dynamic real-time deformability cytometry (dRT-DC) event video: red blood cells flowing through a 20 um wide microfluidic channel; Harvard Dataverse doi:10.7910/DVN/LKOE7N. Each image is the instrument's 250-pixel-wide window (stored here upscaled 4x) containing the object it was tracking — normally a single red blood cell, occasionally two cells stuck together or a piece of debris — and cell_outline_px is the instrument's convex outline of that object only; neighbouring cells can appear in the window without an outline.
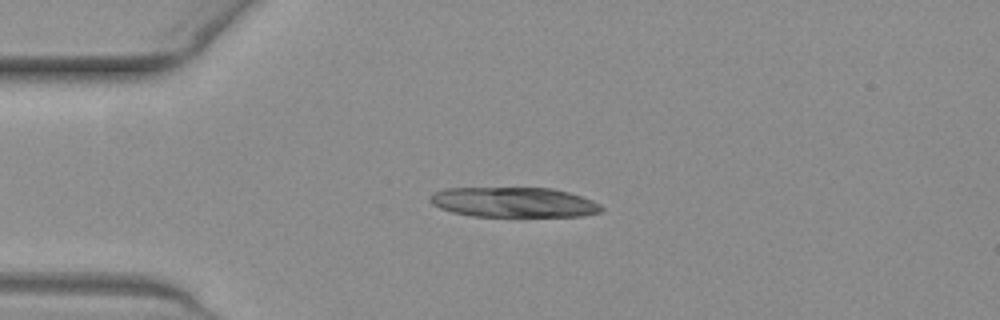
{"species": "common noctule bat (a hibernating species)", "species_latin": "Nyctalus noctula", "temperature_condition": "warm", "stored_images_in_passage": 40, "camera_frame_rate_fps": 3000, "um_per_image_px": 0.085, "animal": {"sex": "female", "body_mass_g": 19.3, "forearm_length_mm": 54.1}, "frame": {"image": 1, "passage_image": 1, "time_ms": 0.0, "image_size_px": [1000, 320], "cell_outline_px": [[604, 212], [584, 216], [472, 216], [452, 212], [440, 208], [432, 204], [428, 200], [428, 196], [444, 188], [552, 188], [568, 192], [592, 200], [600, 204], [604, 208]], "centroid_in_image_um": [43.68, 17.19], "position_along_channel_um": 41.3, "area_um2": 30.11}}
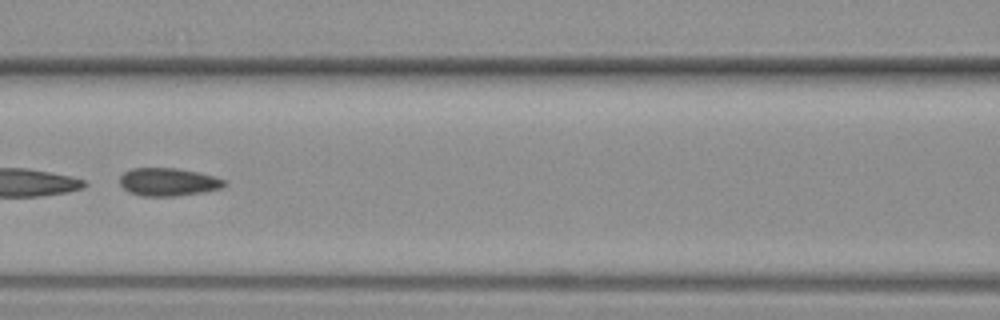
{"frame": {"image": 2, "passage_image": 12, "time_ms": 3.667, "image_size_px": [1000, 320], "cell_outline_px": [[228, 184], [224, 188], [204, 192], [176, 196], [140, 196], [128, 192], [120, 184], [120, 176], [124, 172], [132, 168], [176, 168], [200, 172], [216, 176], [224, 180]], "centroid_in_image_um": [14.34, 15.47], "position_along_channel_um": 152.3, "area_um2": 17.34}, "authors_computed_cell_mechanics": {"area_um2": 17.8313, "velocity_mm_per_s": 3.8946, "shape_relaxation_time_tau1_ms": null, "shape_relaxation_time_tau2_ms": 1.7077, "deformation_change_tau1": null, "deformation_change_tau2": 0.0881}}